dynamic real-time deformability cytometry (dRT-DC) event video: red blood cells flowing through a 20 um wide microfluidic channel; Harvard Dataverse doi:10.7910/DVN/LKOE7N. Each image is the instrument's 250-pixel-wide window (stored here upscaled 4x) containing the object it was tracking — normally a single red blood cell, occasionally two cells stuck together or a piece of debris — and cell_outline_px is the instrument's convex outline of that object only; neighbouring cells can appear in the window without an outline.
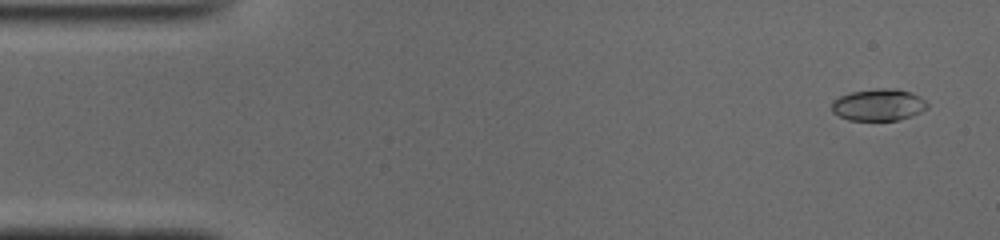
{"species": "common noctule bat (a hibernating species)", "species_latin": "Nyctalus noctula", "temperature_condition": "cold", "stored_images_in_passage": 51, "camera_frame_rate_fps": 3000, "um_per_image_px": 0.085, "animal": {"sex": "male", "body_mass_g": 19.0, "forearm_length_mm": 50.8}, "frame": {"image": 1, "passage_image": 3, "time_ms": 0.667, "image_size_px": [1000, 240], "cell_outline_px": [[928, 108], [912, 116], [896, 120], [848, 120], [832, 112], [832, 100], [840, 96], [852, 92], [876, 88], [896, 88], [920, 96], [928, 104]], "centroid_in_image_um": [74.67, 8.91], "position_along_channel_um": 10.3, "area_um2": 17.74}}
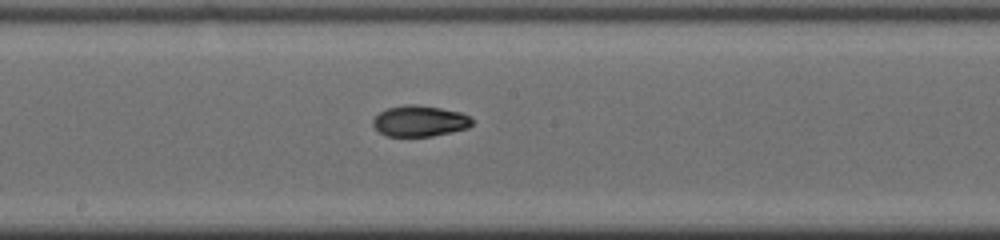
{"frame": {"image": 2, "passage_image": 27, "time_ms": 8.667, "image_size_px": [1000, 240], "cell_outline_px": [[472, 124], [468, 128], [452, 132], [432, 136], [388, 136], [380, 132], [372, 124], [372, 120], [380, 112], [388, 108], [412, 104], [440, 108], [460, 112], [468, 116], [472, 120]], "centroid_in_image_um": [35.68, 10.3], "position_along_channel_um": 212.5, "area_um2": 17.63}}
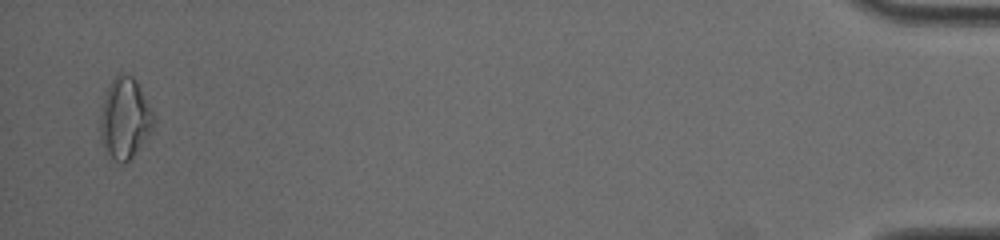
{"frame": {"image": 3, "passage_image": 50, "time_ms": 16.333, "image_size_px": [1000, 240], "cell_outline_px": [[156, 120], [152, 128], [132, 156], [124, 164], [120, 164], [104, 156], [100, 140], [100, 116], [104, 100], [108, 88], [112, 80], [120, 72], [132, 76], [136, 80], [152, 108], [156, 116]], "centroid_in_image_um": [10.59, 10.1], "position_along_channel_um": 424.6, "area_um2": 25.43}, "authors_computed_cell_mechanics": {"area_um2": 18.0336, "velocity_mm_per_s": 3.9384, "shape_relaxation_time_tau1_ms": null, "shape_relaxation_time_tau2_ms": 3.3178, "deformation_change_tau1": null, "deformation_change_tau2": 0.07}}